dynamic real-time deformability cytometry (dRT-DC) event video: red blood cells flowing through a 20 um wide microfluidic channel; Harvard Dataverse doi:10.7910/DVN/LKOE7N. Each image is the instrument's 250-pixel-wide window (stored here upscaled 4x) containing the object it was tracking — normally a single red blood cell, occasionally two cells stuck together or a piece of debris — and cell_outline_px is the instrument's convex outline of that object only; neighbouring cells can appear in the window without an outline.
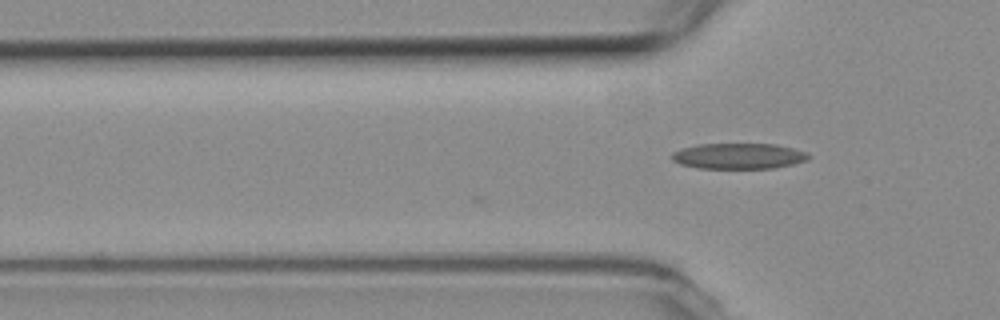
{"species": "common noctule bat (a hibernating species)", "species_latin": "Nyctalus noctula", "temperature_condition": "room temperature", "stored_images_in_passage": 2, "camera_frame_rate_fps": 3000, "um_per_image_px": 0.085, "animal": {"sex": "female", "body_mass_g": 19.3, "forearm_length_mm": 54.1}, "frame": {"image": 1, "passage_image": 2, "time_ms": 0.333, "image_size_px": [1000, 320], "cell_outline_px": [[812, 156], [808, 160], [792, 164], [772, 168], [696, 168], [680, 164], [672, 160], [672, 152], [680, 148], [696, 144], [776, 144], [808, 152]], "centroid_in_image_um": [62.77, 13.26], "position_along_channel_um": 63.0, "area_um2": 20.63}}